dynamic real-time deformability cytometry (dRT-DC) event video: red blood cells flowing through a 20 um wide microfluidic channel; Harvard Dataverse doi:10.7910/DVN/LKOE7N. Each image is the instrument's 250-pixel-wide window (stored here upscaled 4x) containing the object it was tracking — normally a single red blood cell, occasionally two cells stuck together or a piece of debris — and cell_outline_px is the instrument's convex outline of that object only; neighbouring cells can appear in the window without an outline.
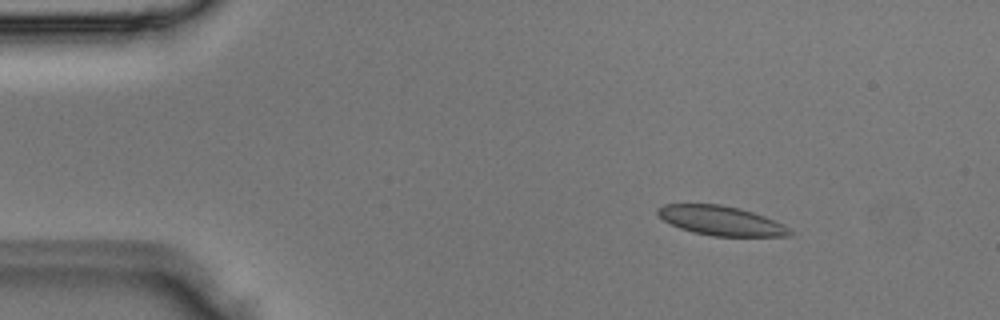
{"species": "Egyptian fruit bat (a non-hibernating species)", "species_latin": "Rousettus aegyptiacus", "temperature_condition": "room temperature", "stored_images_in_passage": 3, "camera_frame_rate_fps": 3000, "um_per_image_px": 0.085, "animal": {"sex": "male"}, "frame": {"image": 1, "passage_image": 1, "time_ms": 0.0, "image_size_px": [1000, 320], "cell_outline_px": [[792, 236], [712, 236], [692, 232], [680, 228], [664, 220], [656, 212], [656, 208], [664, 204], [720, 204], [740, 208], [764, 216], [784, 224], [792, 232]], "centroid_in_image_um": [61.28, 18.75], "position_along_channel_um": 23.7, "area_um2": 22.6}}